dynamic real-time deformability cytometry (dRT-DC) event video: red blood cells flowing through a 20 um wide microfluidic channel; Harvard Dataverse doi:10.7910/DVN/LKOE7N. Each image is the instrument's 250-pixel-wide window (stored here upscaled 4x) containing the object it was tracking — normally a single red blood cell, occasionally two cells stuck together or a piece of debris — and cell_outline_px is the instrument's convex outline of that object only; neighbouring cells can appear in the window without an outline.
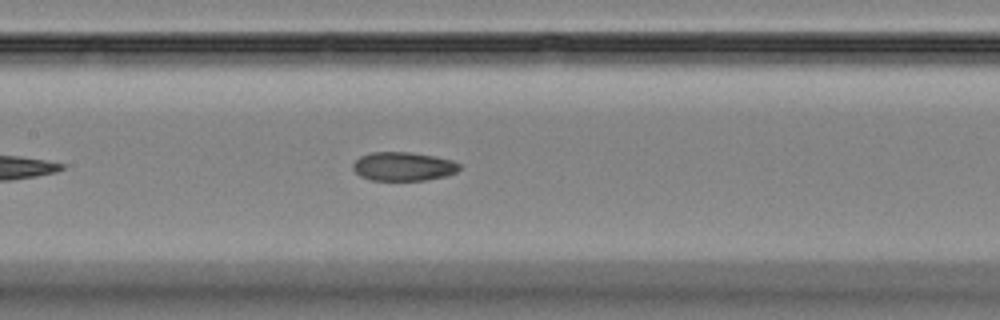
{"species": "Egyptian fruit bat (a non-hibernating species)", "species_latin": "Rousettus aegyptiacus", "temperature_condition": "room temperature", "stored_images_in_passage": 28, "camera_frame_rate_fps": 3000, "um_per_image_px": 0.085, "animal": {"sex": "female"}, "frame": {"image": 1, "passage_image": 13, "time_ms": 4.0, "image_size_px": [1000, 320], "cell_outline_px": [[460, 168], [456, 172], [444, 176], [424, 180], [372, 180], [360, 176], [352, 168], [352, 164], [360, 156], [368, 152], [408, 152], [432, 156], [452, 160], [460, 164]], "centroid_in_image_um": [34.24, 14.14], "position_along_channel_um": 173.2, "area_um2": 17.74}}